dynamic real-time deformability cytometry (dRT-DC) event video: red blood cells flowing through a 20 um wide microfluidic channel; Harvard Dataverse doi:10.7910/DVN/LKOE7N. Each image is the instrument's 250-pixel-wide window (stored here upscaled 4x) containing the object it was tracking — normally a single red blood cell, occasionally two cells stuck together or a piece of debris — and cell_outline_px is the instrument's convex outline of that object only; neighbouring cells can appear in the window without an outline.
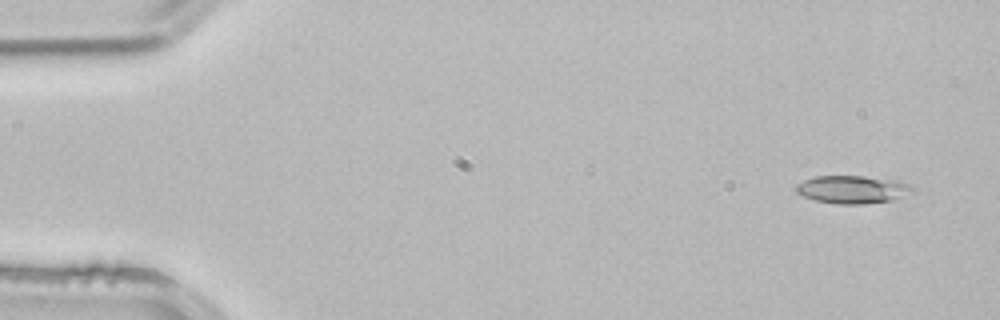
{"species": "common noctule bat (a hibernating species)", "species_latin": "Nyctalus noctula", "temperature_condition": "room temperature", "stored_images_in_passage": 4, "camera_frame_rate_fps": 3000, "um_per_image_px": 0.085, "animal": {"sex": "male", "body_mass_g": 21.5, "forearm_length_mm": 52.0}, "frame": {"image": 1, "passage_image": 1, "time_ms": 0.0, "image_size_px": [1000, 320], "cell_outline_px": [[916, 192], [892, 200], [864, 204], [836, 204], [816, 200], [804, 196], [796, 192], [796, 184], [804, 180], [816, 176], [864, 176], [900, 180], [916, 188]], "centroid_in_image_um": [72.53, 16.1], "position_along_channel_um": 12.5, "area_um2": 19.13}}
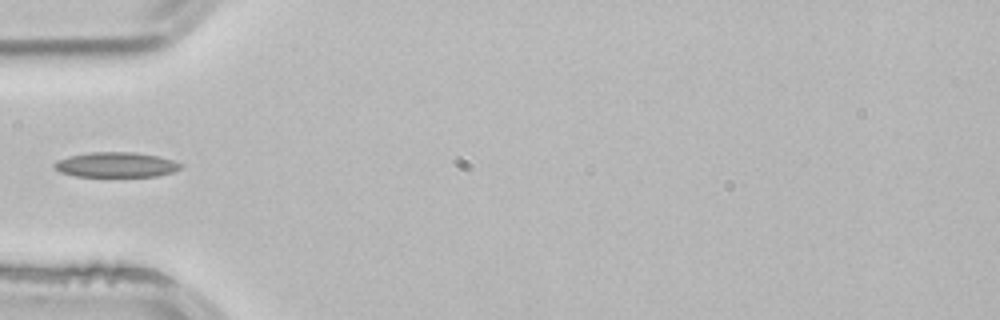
{"frame": {"image": 2, "passage_image": 3, "time_ms": 0.667, "image_size_px": [1000, 320], "cell_outline_px": [[184, 168], [172, 172], [156, 176], [76, 176], [60, 172], [52, 164], [56, 160], [68, 156], [88, 152], [136, 152], [160, 156], [184, 164]], "centroid_in_image_um": [9.89, 13.99], "position_along_channel_um": 75.1, "area_um2": 18.61}}